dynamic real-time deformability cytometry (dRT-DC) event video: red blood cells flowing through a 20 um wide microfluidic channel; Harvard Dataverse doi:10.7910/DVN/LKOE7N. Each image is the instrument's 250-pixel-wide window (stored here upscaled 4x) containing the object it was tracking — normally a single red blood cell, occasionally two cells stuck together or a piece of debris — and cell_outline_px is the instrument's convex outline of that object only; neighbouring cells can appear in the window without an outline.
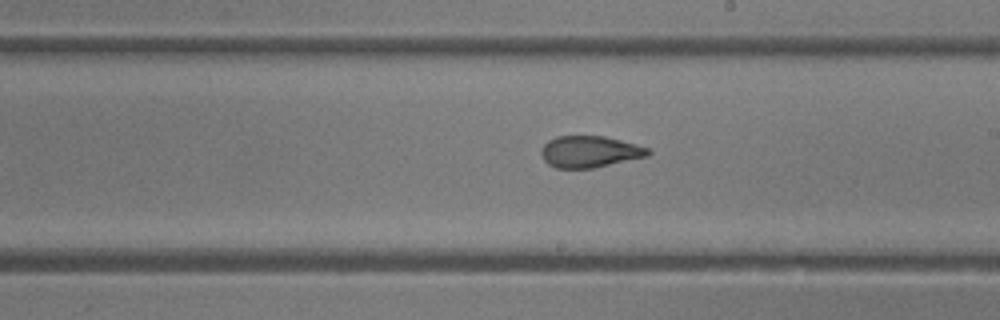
{"species": "common noctule bat (a hibernating species)", "species_latin": "Nyctalus noctula", "temperature_condition": "room temperature", "stored_images_in_passage": 9, "camera_frame_rate_fps": 3000, "um_per_image_px": 0.085, "animal": {"sex": "female"}, "frame": {"image": 1, "passage_image": 8, "time_ms": 2.333, "image_size_px": [1000, 320], "cell_outline_px": [[652, 152], [648, 156], [592, 168], [556, 168], [548, 164], [544, 160], [540, 152], [544, 144], [548, 140], [556, 136], [604, 136], [652, 148]], "centroid_in_image_um": [50.14, 12.89], "position_along_channel_um": 238.9, "area_um2": 19.71}}
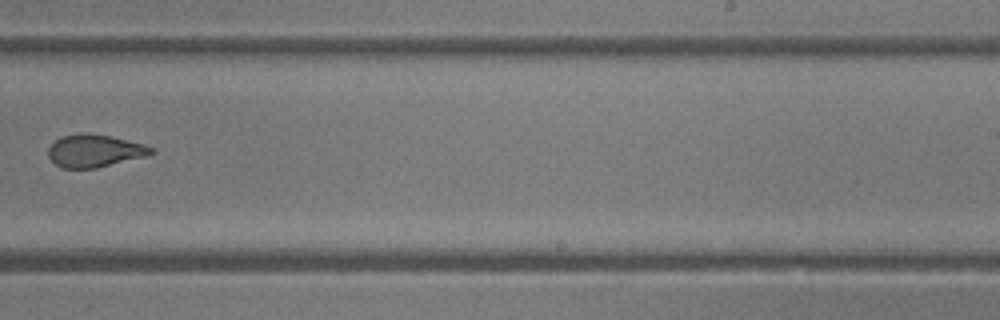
{"frame": {"image": 2, "passage_image": 9, "time_ms": 2.667, "image_size_px": [1000, 320], "cell_outline_px": [[156, 152], [144, 156], [96, 168], [64, 168], [56, 164], [48, 156], [48, 148], [60, 136], [80, 132], [88, 132], [108, 136], [144, 144], [156, 148]], "centroid_in_image_um": [8.03, 12.8], "position_along_channel_um": 281.0, "area_um2": 19.48}}